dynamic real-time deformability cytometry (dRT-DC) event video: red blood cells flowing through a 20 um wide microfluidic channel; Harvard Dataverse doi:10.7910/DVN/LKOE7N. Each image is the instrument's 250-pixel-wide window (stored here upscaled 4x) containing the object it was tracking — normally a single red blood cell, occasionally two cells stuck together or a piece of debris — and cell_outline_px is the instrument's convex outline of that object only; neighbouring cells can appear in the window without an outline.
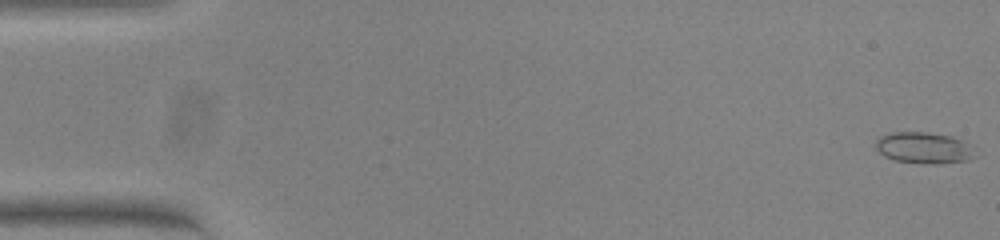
{"species": "common noctule bat (a hibernating species)", "species_latin": "Nyctalus noctula", "temperature_condition": "warm", "stored_images_in_passage": 54, "camera_frame_rate_fps": 3000, "um_per_image_px": 0.085, "animal": {"sex": "female", "body_mass_g": 23.0, "forearm_length_mm": 53.4}, "frame": {"image": 1, "passage_image": 1, "time_ms": 0.0, "image_size_px": [1000, 240], "cell_outline_px": [[980, 156], [968, 160], [936, 164], [920, 164], [896, 160], [884, 156], [876, 148], [876, 140], [880, 136], [892, 132], [924, 132], [952, 136], [972, 144]], "centroid_in_image_um": [78.62, 12.58], "position_along_channel_um": 6.4, "area_um2": 18.55}}
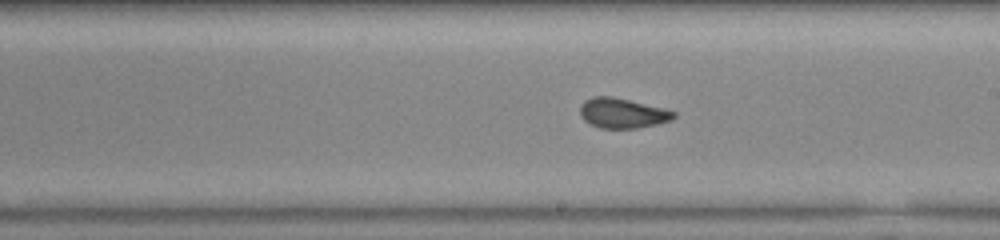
{"frame": {"image": 2, "passage_image": 31, "time_ms": 10.0, "image_size_px": [1000, 240], "cell_outline_px": [[676, 116], [672, 120], [656, 124], [636, 128], [600, 128], [584, 120], [580, 116], [580, 104], [584, 100], [592, 96], [612, 96], [664, 108], [676, 112]], "centroid_in_image_um": [52.89, 9.6], "position_along_channel_um": 236.1, "area_um2": 16.42}}
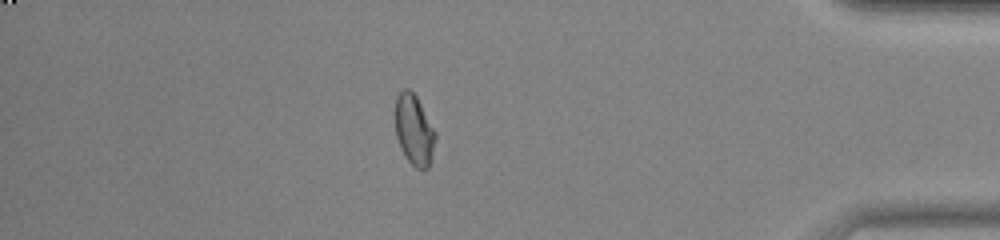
{"frame": {"image": 3, "passage_image": 47, "time_ms": 15.333, "image_size_px": [1000, 240], "cell_outline_px": [[436, 136], [428, 168], [416, 168], [404, 156], [400, 148], [396, 136], [396, 96], [404, 88], [408, 88], [416, 96], [436, 132]], "centroid_in_image_um": [35.19, 11.04], "position_along_channel_um": 400.0, "area_um2": 16.24}, "authors_computed_cell_mechanics": {"area_um2": 17.0799, "velocity_mm_per_s": 3.8251, "shape_relaxation_time_tau1_ms": 6.0384, "shape_relaxation_time_tau2_ms": 1.0989, "deformation_change_tau1": 0.1707, "deformation_change_tau2": 0.057}}